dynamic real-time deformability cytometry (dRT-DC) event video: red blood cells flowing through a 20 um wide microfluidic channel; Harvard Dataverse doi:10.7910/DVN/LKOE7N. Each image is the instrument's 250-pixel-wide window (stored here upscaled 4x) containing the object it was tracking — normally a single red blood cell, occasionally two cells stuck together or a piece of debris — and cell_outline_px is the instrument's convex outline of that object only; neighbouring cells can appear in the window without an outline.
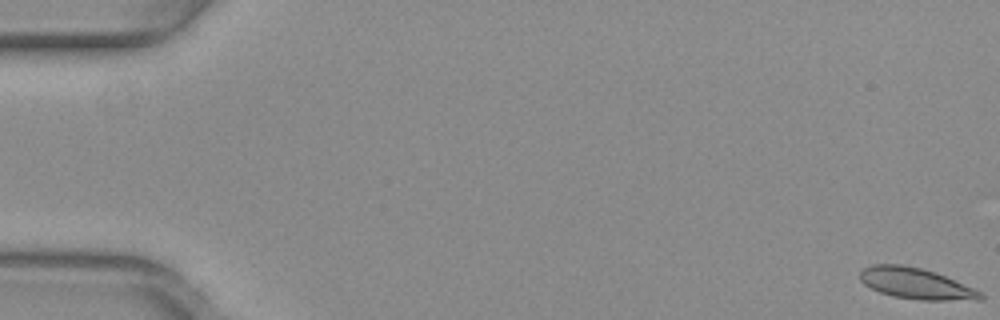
{"species": "common noctule bat (a hibernating species)", "species_latin": "Nyctalus noctula", "temperature_condition": "warm", "stored_images_in_passage": 53, "camera_frame_rate_fps": 3000, "um_per_image_px": 0.085, "animal": {"sex": "female", "body_mass_g": 29.2, "forearm_length_mm": 56.3}, "frame": {"image": 1, "passage_image": 1, "time_ms": 0.0, "image_size_px": [1000, 320], "cell_outline_px": [[984, 296], [980, 300], [920, 300], [892, 296], [880, 292], [864, 284], [860, 280], [860, 272], [864, 268], [872, 264], [900, 264], [920, 268], [936, 272], [972, 288], [980, 292]], "centroid_in_image_um": [77.82, 24.1], "position_along_channel_um": 7.2, "area_um2": 21.56}}
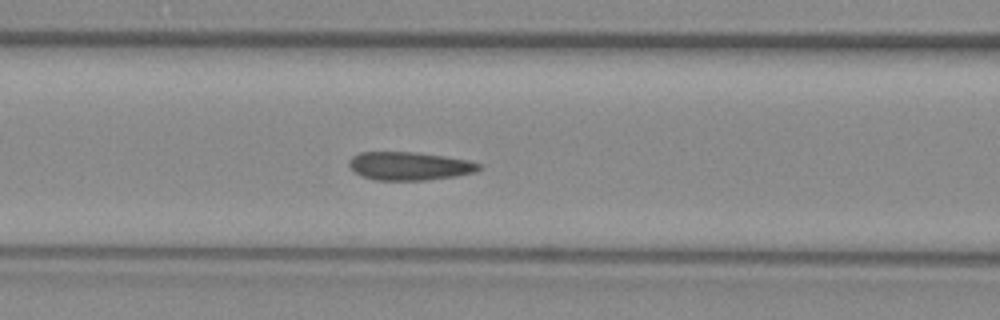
{"frame": {"image": 2, "passage_image": 23, "time_ms": 7.333, "image_size_px": [1000, 320], "cell_outline_px": [[480, 168], [476, 172], [456, 176], [424, 180], [376, 180], [364, 176], [348, 168], [348, 160], [352, 156], [360, 152], [416, 152], [444, 156], [468, 160], [480, 164]], "centroid_in_image_um": [34.78, 14.1], "position_along_channel_um": 131.8, "area_um2": 21.39}}
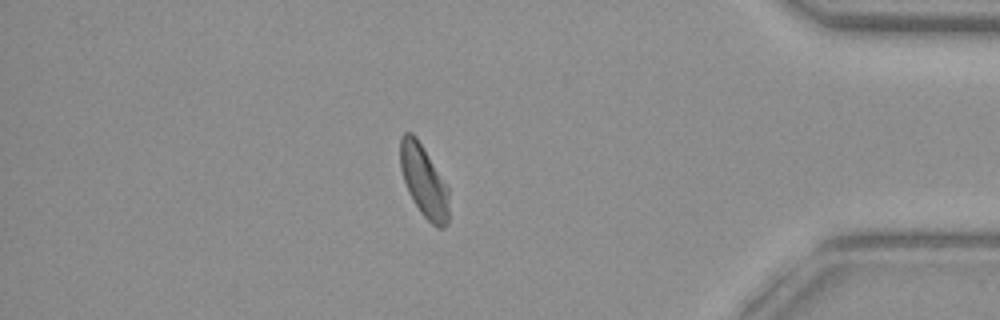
{"frame": {"image": 3, "passage_image": 46, "time_ms": 15.0, "image_size_px": [1000, 320], "cell_outline_px": [[448, 224], [444, 228], [436, 228], [420, 212], [412, 200], [408, 192], [400, 168], [400, 136], [404, 132], [412, 132], [416, 136], [448, 188]], "centroid_in_image_um": [36.01, 15.4], "position_along_channel_um": 399.2, "area_um2": 20.29}, "authors_computed_cell_mechanics": {"area_um2": 21.4438, "velocity_mm_per_s": 3.9652, "shape_relaxation_time_tau1_ms": 8.3686, "shape_relaxation_time_tau2_ms": 1.2062, "deformation_change_tau1": 0.1715, "deformation_change_tau2": 0.0529}}